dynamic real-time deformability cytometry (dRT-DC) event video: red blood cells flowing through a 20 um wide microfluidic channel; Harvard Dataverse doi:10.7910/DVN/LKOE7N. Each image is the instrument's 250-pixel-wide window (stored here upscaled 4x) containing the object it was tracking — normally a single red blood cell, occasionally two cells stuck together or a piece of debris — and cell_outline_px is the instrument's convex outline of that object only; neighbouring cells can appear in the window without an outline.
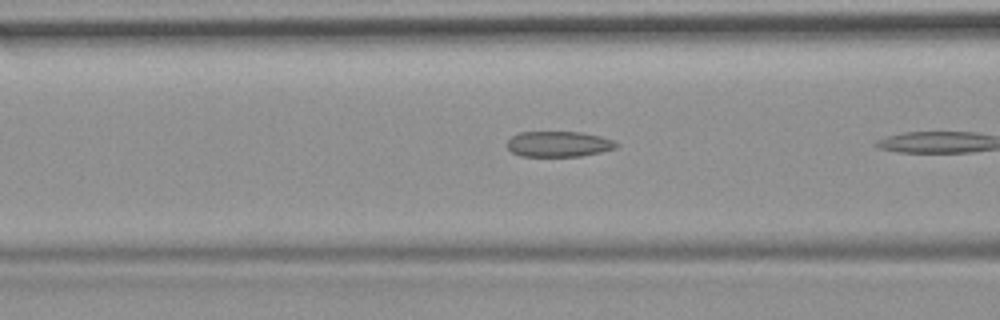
{"species": "common noctule bat (a hibernating species)", "species_latin": "Nyctalus noctula", "temperature_condition": "room temperature", "stored_images_in_passage": 4, "camera_frame_rate_fps": 3000, "um_per_image_px": 0.085, "animal": {"sex": "female", "body_mass_g": 19.9}, "frame": {"image": 1, "passage_image": 3, "time_ms": 0.667, "image_size_px": [1000, 320], "cell_outline_px": [[620, 144], [616, 148], [600, 152], [580, 156], [520, 156], [512, 152], [508, 148], [508, 140], [512, 136], [520, 132], [580, 132], [600, 136], [612, 140]], "centroid_in_image_um": [47.49, 12.24], "position_along_channel_um": 119.1, "area_um2": 16.18}}